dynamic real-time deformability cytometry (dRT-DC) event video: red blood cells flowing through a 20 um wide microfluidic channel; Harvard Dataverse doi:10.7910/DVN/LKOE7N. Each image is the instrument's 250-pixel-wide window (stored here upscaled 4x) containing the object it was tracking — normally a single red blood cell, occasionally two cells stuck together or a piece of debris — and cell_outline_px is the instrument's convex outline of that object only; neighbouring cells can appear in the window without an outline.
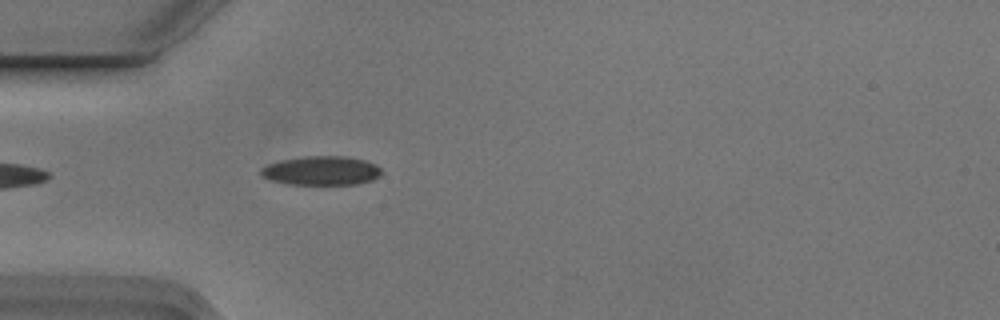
{"species": "Egyptian fruit bat (a non-hibernating species)", "species_latin": "Rousettus aegyptiacus", "temperature_condition": "cold", "stored_images_in_passage": 2, "camera_frame_rate_fps": 3000, "um_per_image_px": 0.085, "animal": {"sex": "male"}, "frame": {"image": 1, "passage_image": 2, "time_ms": 0.333, "image_size_px": [1000, 320], "cell_outline_px": [[384, 172], [380, 176], [372, 180], [356, 184], [288, 184], [272, 180], [260, 176], [260, 168], [268, 164], [280, 160], [304, 156], [344, 156], [364, 160], [376, 164]], "centroid_in_image_um": [27.32, 14.5], "position_along_channel_um": 57.7, "area_um2": 20.52}}